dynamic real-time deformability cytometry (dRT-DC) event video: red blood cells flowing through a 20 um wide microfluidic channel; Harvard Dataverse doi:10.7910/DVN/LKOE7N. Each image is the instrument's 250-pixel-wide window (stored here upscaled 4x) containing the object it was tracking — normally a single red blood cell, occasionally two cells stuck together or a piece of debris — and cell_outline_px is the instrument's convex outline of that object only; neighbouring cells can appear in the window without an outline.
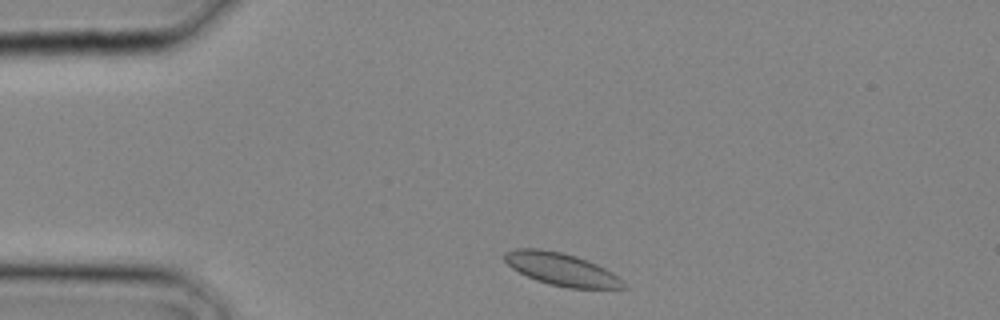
{"species": "common noctule bat (a hibernating species)", "species_latin": "Nyctalus noctula", "temperature_condition": "cold", "stored_images_in_passage": 2, "camera_frame_rate_fps": 3000, "um_per_image_px": 0.085, "animal": {"sex": "male", "body_mass_g": 20.4}, "frame": {"image": 1, "passage_image": 1, "time_ms": 0.0, "image_size_px": [1000, 320], "cell_outline_px": [[628, 288], [568, 288], [548, 284], [536, 280], [512, 268], [504, 260], [504, 252], [516, 248], [540, 248], [560, 252], [576, 256], [596, 264], [612, 272]], "centroid_in_image_um": [47.68, 22.88], "position_along_channel_um": 37.3, "area_um2": 22.31}}
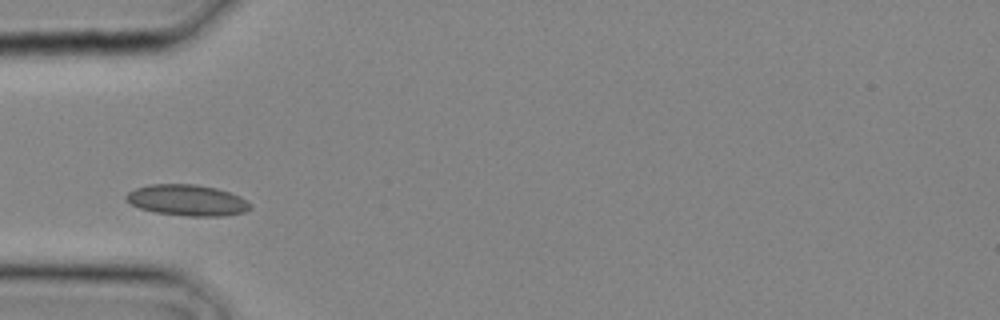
{"frame": {"image": 2, "passage_image": 2, "time_ms": 0.333, "image_size_px": [1000, 320], "cell_outline_px": [[252, 208], [244, 212], [224, 216], [188, 216], [156, 212], [140, 208], [124, 200], [124, 196], [128, 192], [136, 188], [148, 184], [196, 184], [216, 188], [240, 196]], "centroid_in_image_um": [15.87, 17.01], "position_along_channel_um": 69.1, "area_um2": 22.37}}